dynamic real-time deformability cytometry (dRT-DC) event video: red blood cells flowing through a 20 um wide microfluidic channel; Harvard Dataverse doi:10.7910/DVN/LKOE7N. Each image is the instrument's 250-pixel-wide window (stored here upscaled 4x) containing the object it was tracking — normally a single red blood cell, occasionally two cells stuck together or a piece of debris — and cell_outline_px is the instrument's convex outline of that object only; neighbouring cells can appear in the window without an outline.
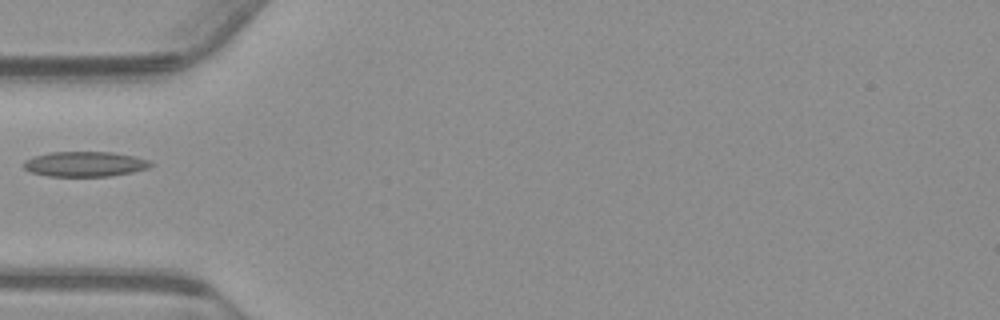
{"species": "common noctule bat (a hibernating species)", "species_latin": "Nyctalus noctula", "temperature_condition": "warm", "stored_images_in_passage": 33, "camera_frame_rate_fps": 3000, "um_per_image_px": 0.085, "animal": {"sex": "male", "body_mass_g": 23.1, "forearm_length_mm": 52.7}, "frame": {"image": 1, "passage_image": 1, "time_ms": 0.0, "image_size_px": [1000, 320], "cell_outline_px": [[152, 164], [148, 168], [132, 172], [112, 176], [48, 176], [32, 172], [24, 168], [24, 160], [36, 156], [52, 152], [112, 152], [132, 156], [148, 160]], "centroid_in_image_um": [7.22, 13.95], "position_along_channel_um": 77.8, "area_um2": 18.32}}
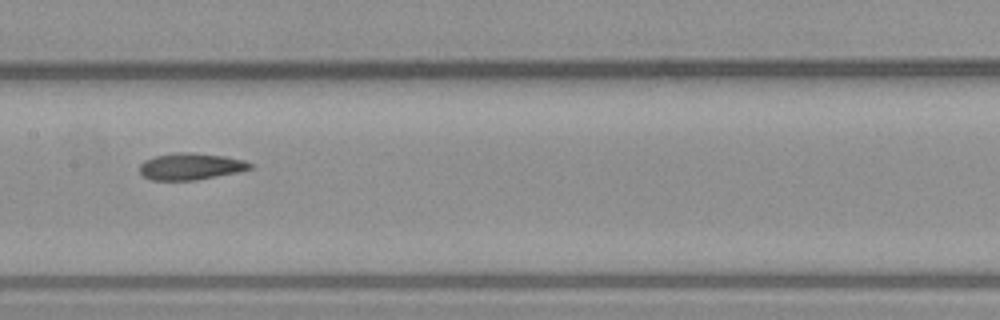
{"frame": {"image": 2, "passage_image": 10, "time_ms": 3.0, "image_size_px": [1000, 320], "cell_outline_px": [[256, 164], [252, 168], [236, 172], [196, 180], [152, 180], [144, 176], [140, 172], [140, 164], [144, 160], [156, 156], [176, 152], [188, 152], [224, 156], [244, 160]], "centroid_in_image_um": [16.22, 14.14], "position_along_channel_um": 191.2, "area_um2": 17.11}}
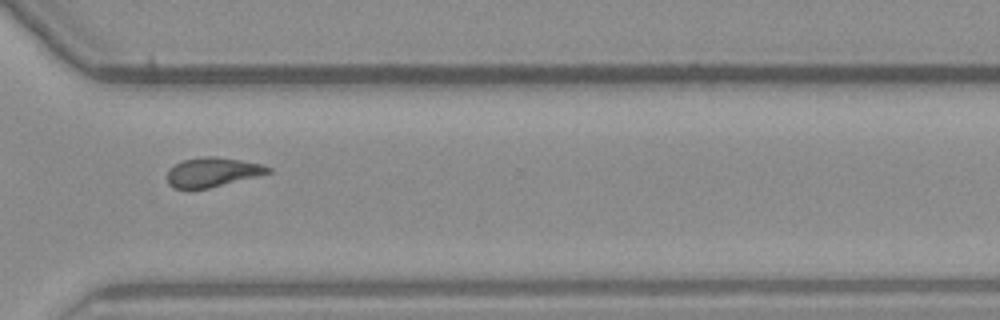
{"frame": {"image": 3, "passage_image": 23, "time_ms": 7.333, "image_size_px": [1000, 320], "cell_outline_px": [[272, 172], [208, 188], [172, 188], [168, 184], [168, 172], [176, 164], [184, 160], [208, 156], [212, 156], [240, 160], [264, 164], [272, 168]], "centroid_in_image_um": [18.1, 14.63], "position_along_channel_um": 352.5, "area_um2": 16.88}}